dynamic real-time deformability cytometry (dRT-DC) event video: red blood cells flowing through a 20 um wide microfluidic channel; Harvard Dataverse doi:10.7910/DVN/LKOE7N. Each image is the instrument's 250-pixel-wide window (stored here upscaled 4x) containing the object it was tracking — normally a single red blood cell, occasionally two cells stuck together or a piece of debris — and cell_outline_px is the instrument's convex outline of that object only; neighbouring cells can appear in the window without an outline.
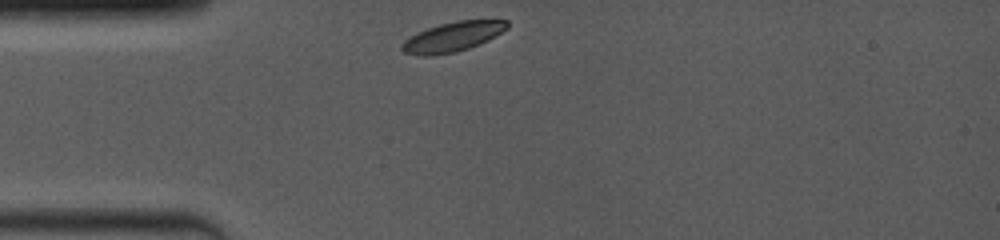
{"species": "common noctule bat (a hibernating species)", "species_latin": "Nyctalus noctula", "temperature_condition": "room temperature", "stored_images_in_passage": 44, "camera_frame_rate_fps": 4000, "um_per_image_px": 0.085, "animal": {"sex": "female", "body_mass_g": 19.0, "forearm_length_mm": 53.3}, "frame": {"image": 1, "passage_image": 1, "time_ms": 0.0, "image_size_px": [1000, 240], "cell_outline_px": [[508, 28], [488, 40], [480, 44], [456, 52], [432, 56], [420, 56], [404, 52], [400, 48], [400, 44], [404, 40], [428, 28], [440, 24], [456, 20], [508, 20]], "centroid_in_image_um": [38.47, 3.14], "position_along_channel_um": 46.5, "area_um2": 18.15}}
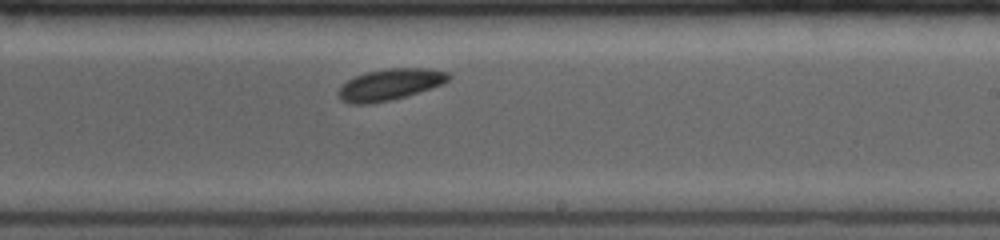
{"frame": {"image": 2, "passage_image": 24, "time_ms": 5.75, "image_size_px": [1000, 240], "cell_outline_px": [[452, 76], [448, 80], [440, 84], [404, 96], [372, 104], [352, 104], [344, 100], [340, 96], [340, 88], [348, 80], [364, 72], [388, 68], [428, 68], [448, 72]], "centroid_in_image_um": [33.16, 7.16], "position_along_channel_um": 255.8, "area_um2": 19.59}}
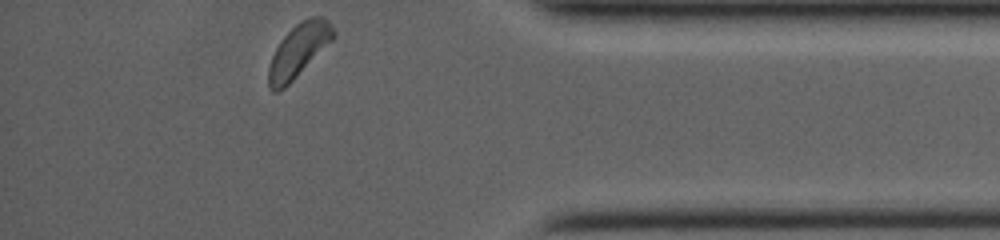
{"frame": {"image": 3, "passage_image": 43, "time_ms": 10.0, "image_size_px": [1000, 240], "cell_outline_px": [[336, 36], [280, 92], [272, 92], [268, 88], [268, 68], [272, 56], [280, 40], [300, 20], [312, 16], [324, 16], [332, 24], [336, 32]], "centroid_in_image_um": [25.38, 4.27], "position_along_channel_um": 409.8, "area_um2": 20.0}, "authors_computed_cell_mechanics": {"area_um2": 19.6231, "velocity_mm_per_s": 3.9347, "shape_relaxation_time_tau1_ms": 1.0707, "shape_relaxation_time_tau2_ms": null, "deformation_change_tau1": 0.0411, "deformation_change_tau2": null}}